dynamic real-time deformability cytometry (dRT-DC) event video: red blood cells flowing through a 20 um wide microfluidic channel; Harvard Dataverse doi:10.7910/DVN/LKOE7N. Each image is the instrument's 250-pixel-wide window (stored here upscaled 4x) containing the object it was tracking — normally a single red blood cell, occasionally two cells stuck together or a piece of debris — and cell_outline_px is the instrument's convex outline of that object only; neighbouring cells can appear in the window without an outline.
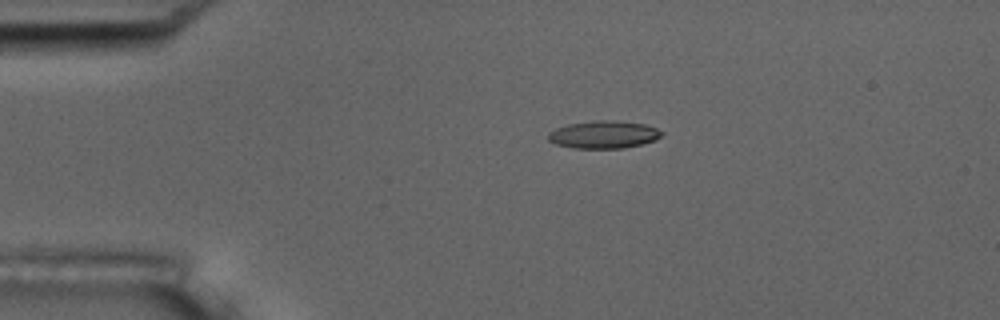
{"species": "common noctule bat (a hibernating species)", "species_latin": "Nyctalus noctula", "temperature_condition": "room temperature", "stored_images_in_passage": 44, "camera_frame_rate_fps": 3000, "um_per_image_px": 0.085, "animal": {"sex": "male", "body_mass_g": 17.5, "forearm_length_mm": 52.3}, "frame": {"image": 1, "passage_image": 1, "time_ms": 0.0, "image_size_px": [1000, 320], "cell_outline_px": [[664, 132], [656, 140], [624, 148], [572, 148], [556, 144], [548, 140], [548, 132], [556, 128], [568, 124], [596, 120], [616, 120], [644, 124], [656, 128]], "centroid_in_image_um": [51.3, 11.43], "position_along_channel_um": 33.7, "area_um2": 18.26}, "authors_computed_cell_mechanics": {"area_um2": 18.1781, "velocity_mm_per_s": 3.72, "shape_relaxation_time_tau1_ms": 7.4493, "shape_relaxation_time_tau2_ms": 3.1723, "deformation_change_tau1": 0.2239, "deformation_change_tau2": 0.1126}}